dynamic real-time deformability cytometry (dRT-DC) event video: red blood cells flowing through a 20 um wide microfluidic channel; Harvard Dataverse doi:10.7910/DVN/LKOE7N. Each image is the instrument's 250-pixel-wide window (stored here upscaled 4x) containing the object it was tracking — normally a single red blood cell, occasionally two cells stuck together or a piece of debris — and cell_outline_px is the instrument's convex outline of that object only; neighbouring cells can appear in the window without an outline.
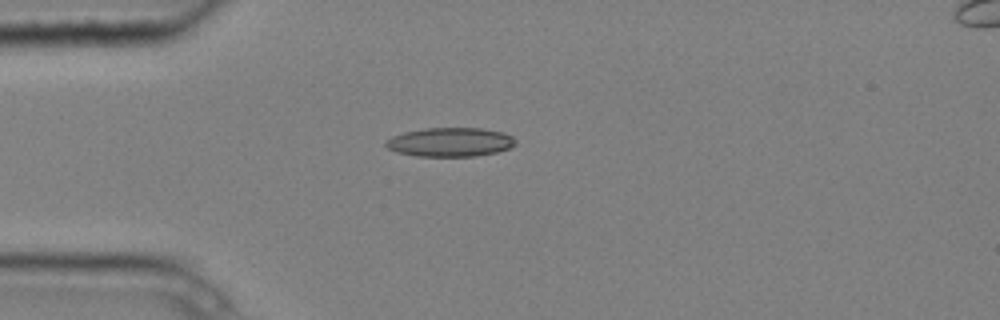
{"species": "common noctule bat (a hibernating species)", "species_latin": "Nyctalus noctula", "temperature_condition": "cold", "stored_images_in_passage": 5, "camera_frame_rate_fps": 3000, "um_per_image_px": 0.085, "animal": {"sex": "male", "body_mass_g": 20.4}, "frame": {"image": 1, "passage_image": 4, "time_ms": 1.0, "image_size_px": [1000, 320], "cell_outline_px": [[516, 144], [508, 148], [496, 152], [476, 156], [416, 156], [396, 152], [388, 148], [384, 144], [384, 140], [392, 136], [404, 132], [424, 128], [484, 128], [504, 132], [512, 136], [516, 140]], "centroid_in_image_um": [38.25, 12.07], "position_along_channel_um": 46.8, "area_um2": 22.08}}